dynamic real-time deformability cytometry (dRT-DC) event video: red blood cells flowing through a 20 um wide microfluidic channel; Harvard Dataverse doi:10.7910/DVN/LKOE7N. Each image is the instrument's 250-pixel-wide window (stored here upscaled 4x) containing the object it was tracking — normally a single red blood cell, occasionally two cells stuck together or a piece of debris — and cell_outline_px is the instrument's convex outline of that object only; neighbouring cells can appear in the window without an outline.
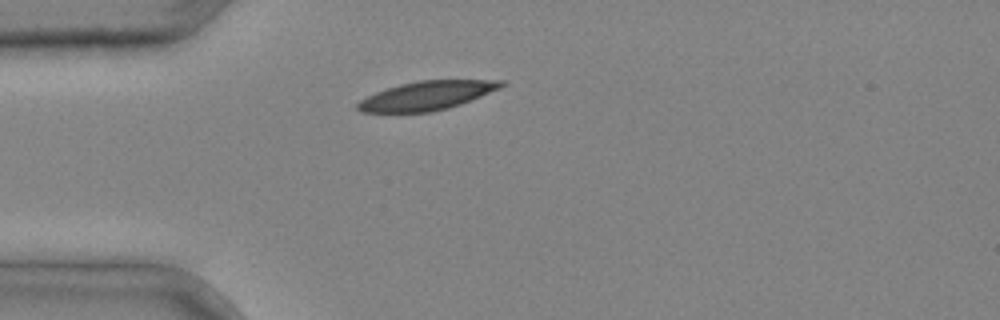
{"species": "common noctule bat (a hibernating species)", "species_latin": "Nyctalus noctula", "temperature_condition": "cold", "stored_images_in_passage": 1, "camera_frame_rate_fps": 3000, "um_per_image_px": 0.085, "animal": {"sex": "male", "body_mass_g": 20.4}, "frame": {"image": 1, "passage_image": 1, "time_ms": 0.0, "image_size_px": [1000, 320], "cell_outline_px": [[504, 84], [500, 88], [460, 104], [448, 108], [432, 112], [360, 112], [356, 108], [356, 104], [360, 100], [376, 92], [400, 84], [420, 80], [504, 80]], "centroid_in_image_um": [36.26, 8.13], "position_along_channel_um": 48.7, "area_um2": 23.87}}